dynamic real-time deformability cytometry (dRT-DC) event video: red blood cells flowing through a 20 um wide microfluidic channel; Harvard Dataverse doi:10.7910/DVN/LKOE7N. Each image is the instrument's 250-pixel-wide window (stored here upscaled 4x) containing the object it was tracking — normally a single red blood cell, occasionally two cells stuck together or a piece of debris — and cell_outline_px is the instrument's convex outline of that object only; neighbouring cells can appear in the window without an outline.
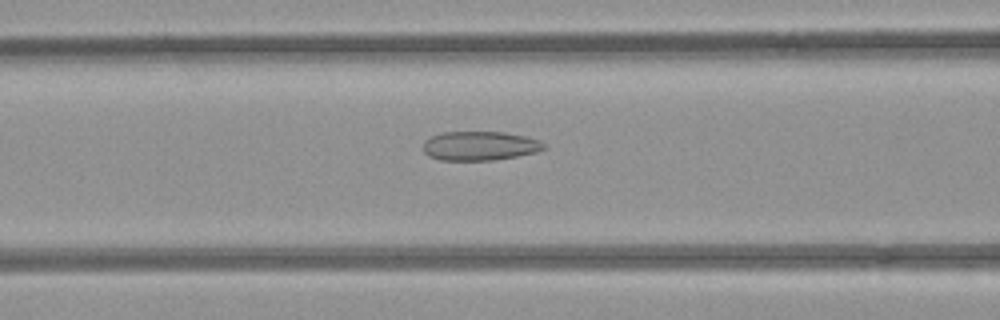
{"species": "common noctule bat (a hibernating species)", "species_latin": "Nyctalus noctula", "temperature_condition": "room temperature", "stored_images_in_passage": 39, "camera_frame_rate_fps": 3000, "um_per_image_px": 0.085, "animal": {"sex": "female", "body_mass_g": 21.9}, "frame": {"image": 1, "passage_image": 13, "time_ms": 4.0, "image_size_px": [1000, 320], "cell_outline_px": [[544, 148], [536, 152], [516, 156], [492, 160], [440, 160], [428, 156], [424, 152], [424, 140], [432, 136], [444, 132], [504, 132], [524, 136], [540, 140], [544, 144]], "centroid_in_image_um": [40.76, 12.4], "position_along_channel_um": 125.8, "area_um2": 20.35}}
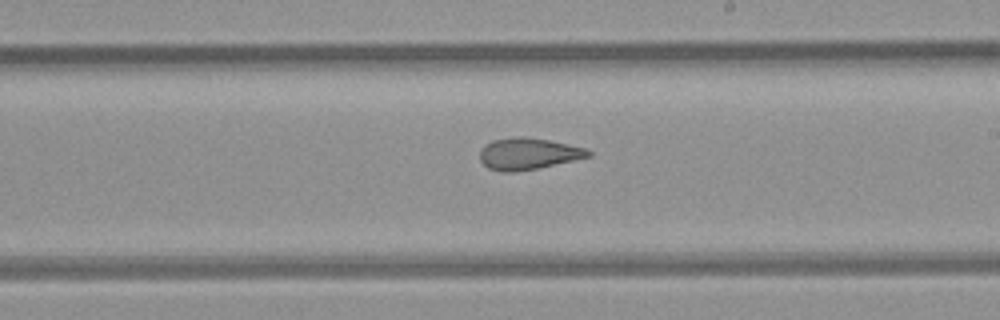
{"frame": {"image": 2, "passage_image": 22, "time_ms": 7.0, "image_size_px": [1000, 320], "cell_outline_px": [[592, 156], [536, 168], [512, 172], [504, 172], [488, 168], [480, 160], [480, 152], [492, 140], [516, 136], [524, 136], [548, 140], [568, 144], [584, 148], [592, 152]], "centroid_in_image_um": [44.9, 13.06], "position_along_channel_um": 244.1, "area_um2": 19.65}}
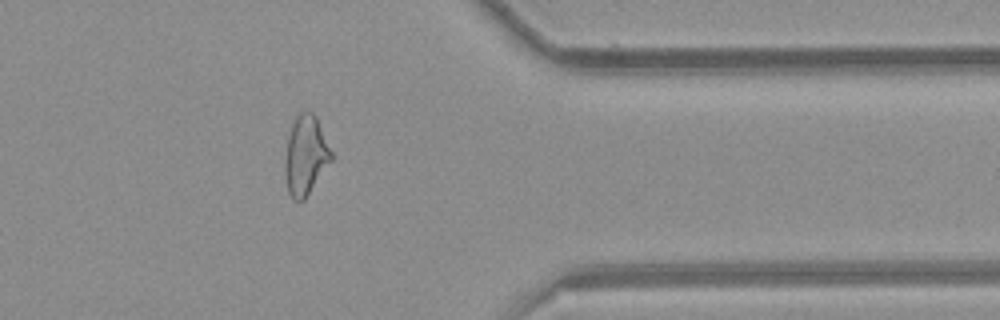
{"frame": {"image": 3, "passage_image": 34, "time_ms": 11.0, "image_size_px": [1000, 320], "cell_outline_px": [[332, 160], [304, 200], [292, 200], [288, 192], [284, 168], [284, 160], [288, 136], [292, 124], [296, 116], [300, 112], [312, 112], [316, 116], [332, 152]], "centroid_in_image_um": [25.96, 13.21], "position_along_channel_um": 385.4, "area_um2": 21.33}, "authors_computed_cell_mechanics": {"area_um2": 20.3456, "velocity_mm_per_s": 3.9357, "shape_relaxation_time_tau1_ms": null, "shape_relaxation_time_tau2_ms": 2.3702, "deformation_change_tau1": null, "deformation_change_tau2": 0.1093}}